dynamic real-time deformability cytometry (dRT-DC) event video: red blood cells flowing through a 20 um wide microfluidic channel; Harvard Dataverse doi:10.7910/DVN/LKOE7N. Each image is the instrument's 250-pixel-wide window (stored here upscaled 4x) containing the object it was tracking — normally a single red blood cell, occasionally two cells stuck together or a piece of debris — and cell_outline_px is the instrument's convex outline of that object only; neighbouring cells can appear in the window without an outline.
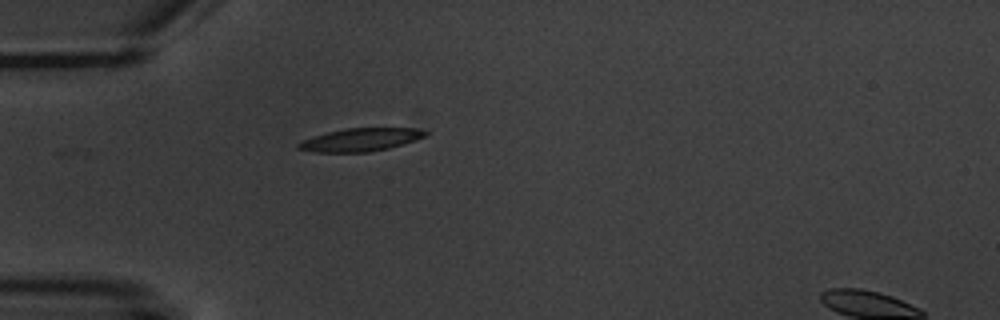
{"species": "common noctule bat (a hibernating species)", "species_latin": "Nyctalus noctula", "temperature_condition": "warm", "stored_images_in_passage": 2, "segment_of_instrument_passage": [1, 2], "camera_frame_rate_fps": 3000, "um_per_image_px": 0.085, "animal": {"sex": "male", "body_mass_g": 20.1, "forearm_length_mm": 53.5}, "frame": {"image": 1, "passage_image": 1, "time_ms": 0.0, "image_size_px": [1000, 320], "cell_outline_px": [[428, 132], [424, 136], [388, 148], [368, 152], [316, 152], [296, 148], [296, 144], [312, 136], [328, 132], [348, 128], [416, 128]], "centroid_in_image_um": [30.58, 11.87], "position_along_channel_um": 54.4, "area_um2": 16.65}}